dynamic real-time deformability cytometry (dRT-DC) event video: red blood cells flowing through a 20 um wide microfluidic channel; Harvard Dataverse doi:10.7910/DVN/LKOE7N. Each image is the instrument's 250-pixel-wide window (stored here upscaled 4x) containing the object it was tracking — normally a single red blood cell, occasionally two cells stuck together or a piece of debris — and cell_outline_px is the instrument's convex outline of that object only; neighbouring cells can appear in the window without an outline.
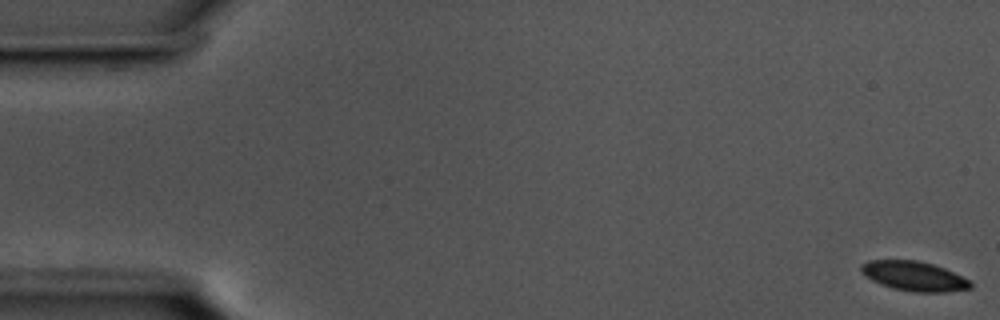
{"species": "common noctule bat (a hibernating species)", "species_latin": "Nyctalus noctula", "temperature_condition": "cold", "stored_images_in_passage": 57, "camera_frame_rate_fps": 3000, "um_per_image_px": 0.085, "animal": {"sex": "male", "body_mass_g": 17.5, "forearm_length_mm": 52.3}, "frame": {"image": 1, "passage_image": 1, "time_ms": 0.0, "image_size_px": [1000, 320], "cell_outline_px": [[972, 288], [948, 292], [912, 292], [892, 288], [880, 284], [864, 276], [860, 272], [860, 264], [868, 260], [916, 260], [932, 264], [944, 268], [968, 280], [972, 284]], "centroid_in_image_um": [77.64, 23.47], "position_along_channel_um": 7.4, "area_um2": 18.9}}
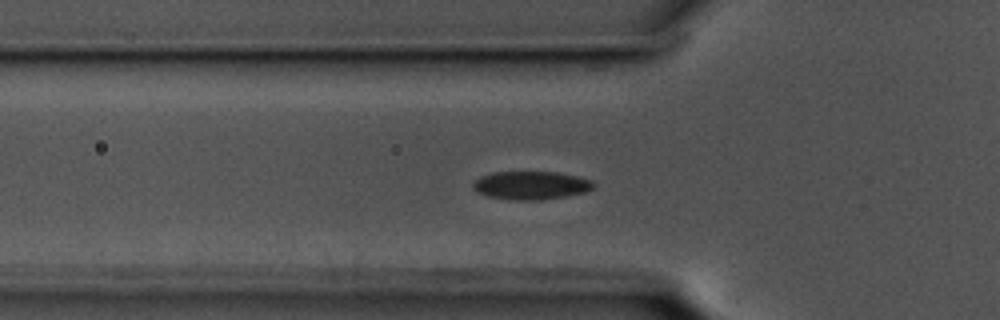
{"frame": {"image": 2, "passage_image": 19, "time_ms": 6.0, "image_size_px": [1000, 320], "cell_outline_px": [[596, 184], [592, 188], [584, 192], [564, 196], [540, 200], [516, 200], [488, 196], [476, 192], [472, 188], [472, 184], [480, 176], [492, 172], [556, 172], [576, 176], [592, 180]], "centroid_in_image_um": [45.1, 15.75], "position_along_channel_um": 80.7, "area_um2": 19.77}}
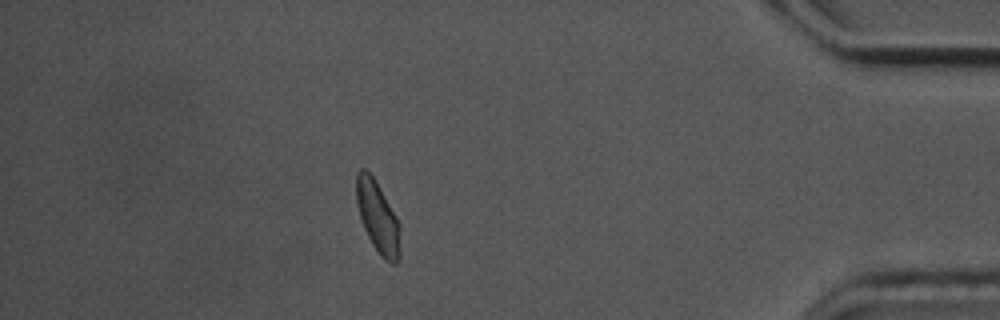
{"frame": {"image": 3, "passage_image": 50, "time_ms": 16.333, "image_size_px": [1000, 320], "cell_outline_px": [[400, 260], [396, 264], [392, 264], [384, 260], [380, 256], [372, 244], [364, 228], [356, 204], [356, 172], [360, 168], [364, 168], [376, 180], [396, 216], [400, 224]], "centroid_in_image_um": [32.12, 18.48], "position_along_channel_um": 403.1, "area_um2": 18.55}, "authors_computed_cell_mechanics": {"area_um2": 19.1896, "velocity_mm_per_s": 3.5662, "shape_relaxation_time_tau1_ms": 2.393, "shape_relaxation_time_tau2_ms": 3.4707, "deformation_change_tau1": 0.0776, "deformation_change_tau2": 0.0547}}